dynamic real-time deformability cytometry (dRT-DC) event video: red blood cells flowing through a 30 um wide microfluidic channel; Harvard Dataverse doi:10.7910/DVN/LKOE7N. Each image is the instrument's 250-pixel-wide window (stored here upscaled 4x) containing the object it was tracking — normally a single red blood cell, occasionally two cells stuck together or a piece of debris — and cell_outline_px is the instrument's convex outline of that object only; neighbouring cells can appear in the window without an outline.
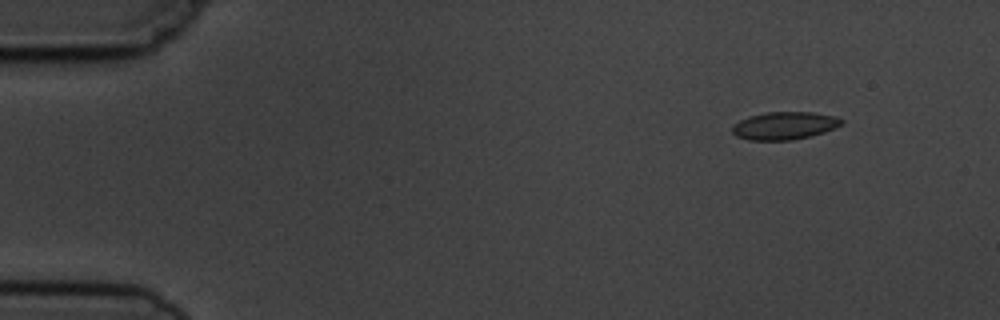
{"species": "common noctule bat (a hibernating species)", "species_latin": "Nyctalus noctula", "temperature_condition": "cold", "stored_images_in_passage": 5, "camera_frame_rate_fps": 3000, "um_per_image_px": 0.085, "animal": {"sex": "male", "body_mass_g": 19.5, "forearm_length_mm": 54.6}, "frame": {"image": 1, "passage_image": 2, "time_ms": 1.333, "image_size_px": [1000, 320], "cell_outline_px": [[844, 124], [824, 132], [812, 136], [792, 140], [748, 140], [736, 136], [732, 132], [732, 124], [748, 116], [768, 112], [812, 112], [836, 116], [844, 120]], "centroid_in_image_um": [66.69, 10.68], "position_along_channel_um": 18.3, "area_um2": 17.86}}